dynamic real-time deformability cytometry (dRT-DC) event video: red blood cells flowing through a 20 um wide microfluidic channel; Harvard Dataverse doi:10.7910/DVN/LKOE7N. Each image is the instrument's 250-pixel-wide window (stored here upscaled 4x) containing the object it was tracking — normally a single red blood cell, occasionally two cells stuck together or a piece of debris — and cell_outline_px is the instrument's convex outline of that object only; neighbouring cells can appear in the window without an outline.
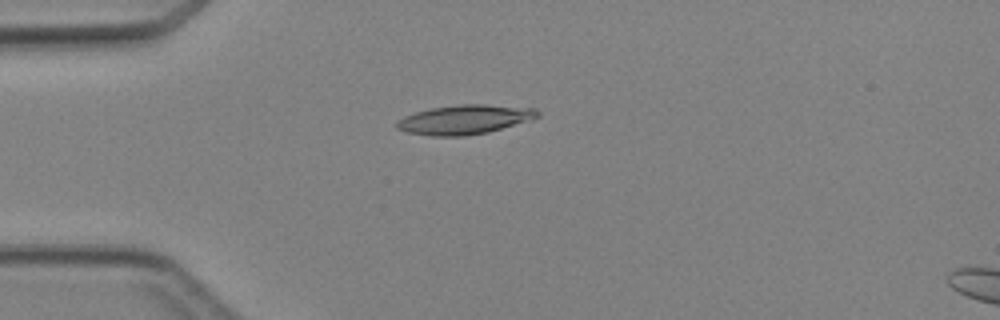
{"species": "Egyptian fruit bat (a non-hibernating species)", "species_latin": "Rousettus aegyptiacus", "temperature_condition": "cold", "stored_images_in_passage": 25, "camera_frame_rate_fps": 3000, "um_per_image_px": 0.085, "animal": {"sex": "female"}, "frame": {"image": 1, "passage_image": 11, "time_ms": 3.333, "image_size_px": [1000, 320], "cell_outline_px": [[540, 116], [488, 132], [464, 136], [432, 136], [408, 132], [396, 128], [396, 120], [404, 116], [416, 112], [432, 108], [460, 104], [484, 104], [536, 108], [540, 112]], "centroid_in_image_um": [39.47, 10.15], "position_along_channel_um": 45.5, "area_um2": 23.87}}
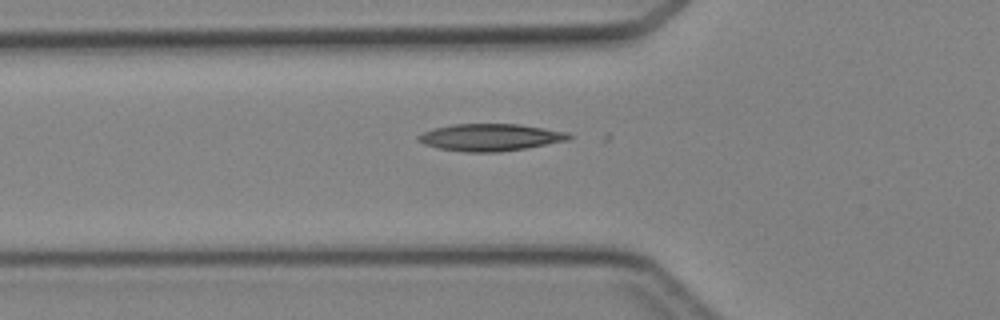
{"frame": {"image": 2, "passage_image": 15, "time_ms": 4.667, "image_size_px": [1000, 320], "cell_outline_px": [[572, 136], [568, 140], [524, 148], [500, 152], [464, 152], [436, 148], [424, 144], [416, 140], [416, 136], [432, 128], [452, 124], [520, 124], [568, 132]], "centroid_in_image_um": [41.62, 11.67], "position_along_channel_um": 84.2, "area_um2": 23.87}}